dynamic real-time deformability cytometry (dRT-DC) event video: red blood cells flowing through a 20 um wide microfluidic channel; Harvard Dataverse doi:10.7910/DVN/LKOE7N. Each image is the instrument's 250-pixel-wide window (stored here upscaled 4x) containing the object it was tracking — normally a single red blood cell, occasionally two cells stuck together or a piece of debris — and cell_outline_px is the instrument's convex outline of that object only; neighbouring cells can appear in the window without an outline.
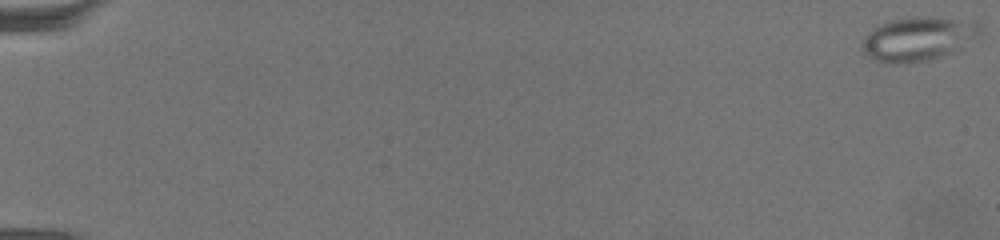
{"species": "common noctule bat (a hibernating species)", "species_latin": "Nyctalus noctula", "temperature_condition": "warm", "stored_images_in_passage": 2, "camera_frame_rate_fps": 3000, "um_per_image_px": 0.085, "animal": {"sex": "female", "body_mass_g": 19.5, "forearm_length_mm": 54.1}, "frame": {"image": 1, "passage_image": 1, "time_ms": 0.0, "image_size_px": [1000, 240], "cell_outline_px": [[984, 32], [980, 36], [948, 52], [928, 60], [896, 64], [884, 64], [868, 56], [860, 48], [860, 44], [864, 36], [872, 28], [888, 20], [916, 16], [928, 16], [972, 20], [980, 24], [984, 28]], "centroid_in_image_um": [78.01, 3.27], "position_along_channel_um": 7.0, "area_um2": 30.52}}